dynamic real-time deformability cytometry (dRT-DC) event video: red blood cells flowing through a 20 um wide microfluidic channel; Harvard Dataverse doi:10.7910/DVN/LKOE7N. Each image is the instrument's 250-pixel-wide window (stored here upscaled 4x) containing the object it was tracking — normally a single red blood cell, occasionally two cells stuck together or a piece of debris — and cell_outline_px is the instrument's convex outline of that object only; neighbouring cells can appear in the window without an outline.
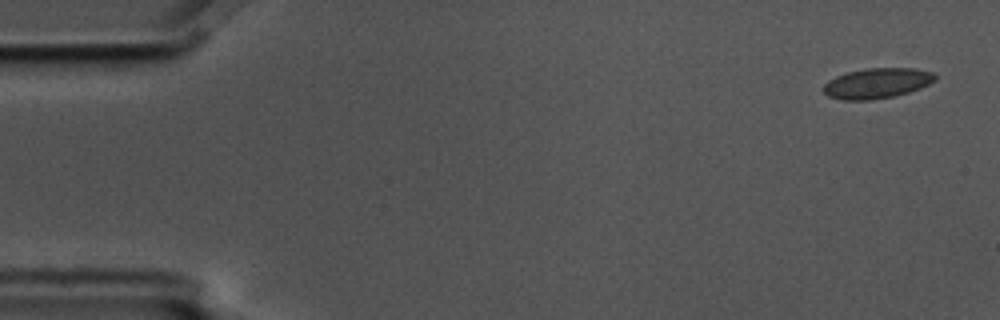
{"species": "common noctule bat (a hibernating species)", "species_latin": "Nyctalus noctula", "temperature_condition": "cold", "stored_images_in_passage": 3, "camera_frame_rate_fps": 3000, "um_per_image_px": 0.085, "animal": {"sex": "male", "body_mass_g": 17.5, "forearm_length_mm": 52.3}, "frame": {"image": 1, "passage_image": 1, "time_ms": 0.0, "image_size_px": [1000, 320], "cell_outline_px": [[936, 80], [920, 88], [908, 92], [892, 96], [868, 100], [844, 100], [828, 96], [824, 92], [824, 84], [828, 80], [836, 76], [848, 72], [868, 68], [916, 68], [932, 72], [936, 76]], "centroid_in_image_um": [74.55, 7.07], "position_along_channel_um": 10.5, "area_um2": 19.54}}